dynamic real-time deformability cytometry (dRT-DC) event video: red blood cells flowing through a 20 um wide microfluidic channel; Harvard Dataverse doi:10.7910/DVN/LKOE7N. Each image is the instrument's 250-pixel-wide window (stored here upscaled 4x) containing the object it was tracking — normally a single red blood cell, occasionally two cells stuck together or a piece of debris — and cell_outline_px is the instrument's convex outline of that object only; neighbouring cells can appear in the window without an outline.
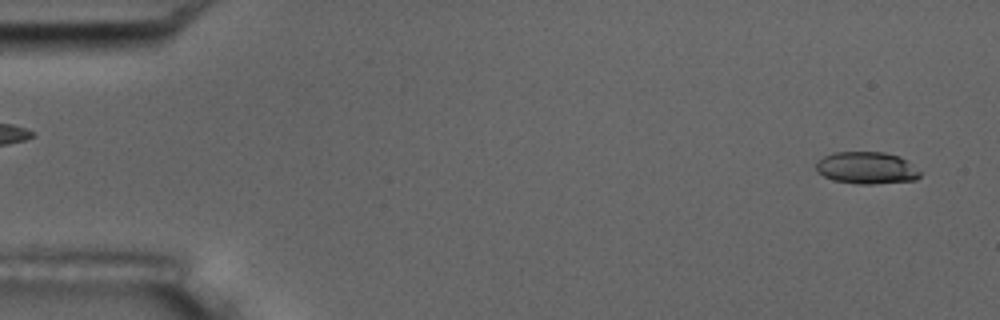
{"species": "common noctule bat (a hibernating species)", "species_latin": "Nyctalus noctula", "temperature_condition": "room temperature", "stored_images_in_passage": 5, "segment_of_instrument_passage": [2, 2], "camera_frame_rate_fps": 3000, "um_per_image_px": 0.085, "animal": {"sex": "male", "body_mass_g": 17.5, "forearm_length_mm": 52.3}, "frame": {"image": 1, "passage_image": 5, "time_ms": 5.667, "image_size_px": [1000, 320], "cell_outline_px": [[920, 176], [916, 180], [872, 184], [856, 184], [832, 180], [816, 172], [816, 160], [824, 156], [836, 152], [884, 152], [900, 156], [920, 172]], "centroid_in_image_um": [73.62, 14.27], "position_along_channel_um": 11.4, "area_um2": 19.48}}